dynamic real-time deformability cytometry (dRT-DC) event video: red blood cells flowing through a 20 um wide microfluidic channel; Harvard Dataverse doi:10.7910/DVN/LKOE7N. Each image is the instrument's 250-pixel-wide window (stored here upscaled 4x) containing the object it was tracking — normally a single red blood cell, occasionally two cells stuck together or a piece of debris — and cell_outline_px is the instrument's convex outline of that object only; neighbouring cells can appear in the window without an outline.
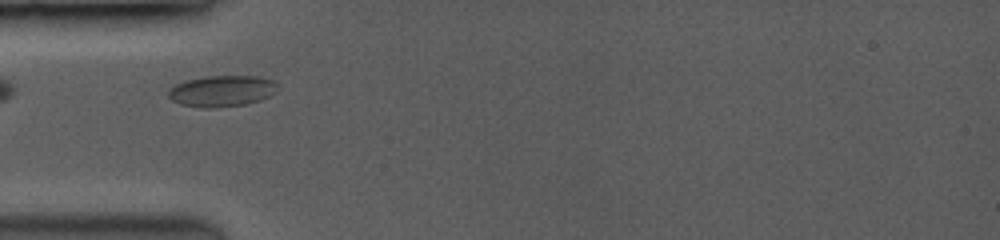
{"species": "common noctule bat (a hibernating species)", "species_latin": "Nyctalus noctula", "temperature_condition": "room temperature", "stored_images_in_passage": 11, "camera_frame_rate_fps": 3500, "um_per_image_px": 0.085, "animal": {"sex": "female", "body_mass_g": 19.0, "forearm_length_mm": 53.3}, "frame": {"image": 1, "passage_image": 1, "time_ms": 0.0, "image_size_px": [1000, 240], "cell_outline_px": [[276, 84], [268, 96], [260, 100], [244, 104], [208, 108], [184, 104], [172, 100], [168, 96], [168, 92], [176, 84], [188, 80], [208, 76], [256, 76], [272, 80]], "centroid_in_image_um": [18.82, 7.72], "position_along_channel_um": 66.2, "area_um2": 19.07}}
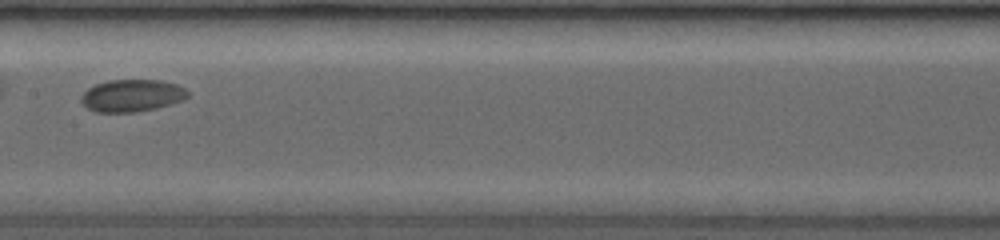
{"frame": {"image": 2, "passage_image": 5, "time_ms": 3.429, "image_size_px": [1000, 240], "cell_outline_px": [[188, 96], [180, 100], [156, 108], [132, 112], [96, 112], [88, 108], [80, 100], [84, 92], [88, 88], [96, 84], [108, 80], [160, 80], [176, 84], [184, 88], [188, 92]], "centroid_in_image_um": [11.18, 8.11], "position_along_channel_um": 196.2, "area_um2": 19.71}}
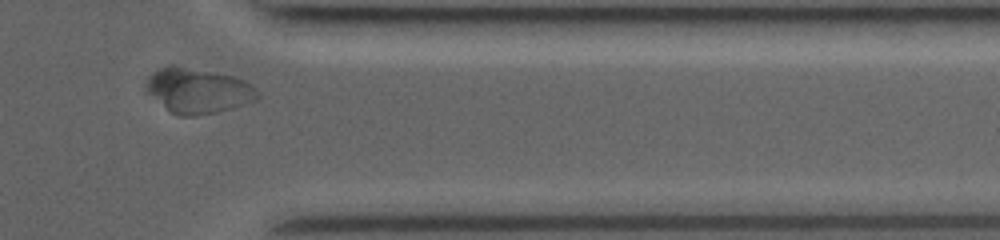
{"frame": {"image": 3, "passage_image": 10, "time_ms": 8.571, "image_size_px": [1000, 240], "cell_outline_px": [[260, 96], [256, 100], [232, 108], [216, 112], [196, 116], [176, 116], [144, 92], [144, 84], [148, 76], [160, 68], [184, 68], [232, 76], [244, 80], [256, 88], [260, 92]], "centroid_in_image_um": [16.81, 7.76], "position_along_channel_um": 394.6, "area_um2": 28.9}, "authors_computed_cell_mechanics": {"area_um2": 19.4786, "velocity_mm_per_s": 3.8197, "shape_relaxation_time_tau1_ms": 0.724, "shape_relaxation_time_tau2_ms": null, "deformation_change_tau1": 0.0368, "deformation_change_tau2": null}}